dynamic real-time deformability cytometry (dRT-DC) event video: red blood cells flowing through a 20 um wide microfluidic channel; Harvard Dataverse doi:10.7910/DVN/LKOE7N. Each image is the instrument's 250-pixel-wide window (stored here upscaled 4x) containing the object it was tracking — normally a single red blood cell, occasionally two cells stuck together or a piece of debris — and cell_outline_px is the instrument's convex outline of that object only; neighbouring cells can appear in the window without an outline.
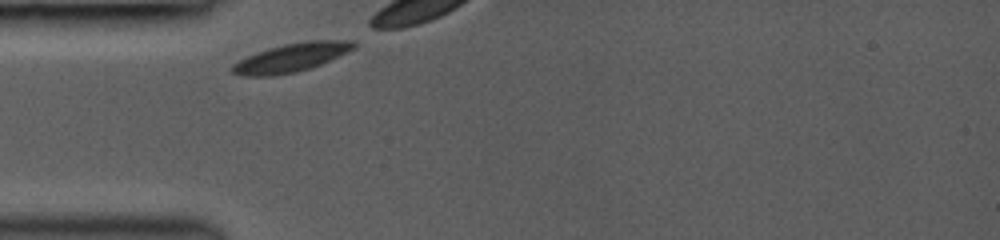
{"species": "common noctule bat (a hibernating species)", "species_latin": "Nyctalus noctula", "temperature_condition": "room temperature", "stored_images_in_passage": 58, "camera_frame_rate_fps": 3000, "um_per_image_px": 0.085, "animal": {"sex": "female", "body_mass_g": 19.0, "forearm_length_mm": 53.3}, "frame": {"image": 1, "passage_image": 1, "time_ms": 0.0, "image_size_px": [1000, 240], "cell_outline_px": [[356, 48], [312, 68], [296, 72], [272, 76], [240, 76], [232, 72], [232, 64], [256, 52], [268, 48], [284, 44], [308, 40], [352, 40], [356, 44]], "centroid_in_image_um": [24.77, 4.89], "position_along_channel_um": 60.2, "area_um2": 20.29}}